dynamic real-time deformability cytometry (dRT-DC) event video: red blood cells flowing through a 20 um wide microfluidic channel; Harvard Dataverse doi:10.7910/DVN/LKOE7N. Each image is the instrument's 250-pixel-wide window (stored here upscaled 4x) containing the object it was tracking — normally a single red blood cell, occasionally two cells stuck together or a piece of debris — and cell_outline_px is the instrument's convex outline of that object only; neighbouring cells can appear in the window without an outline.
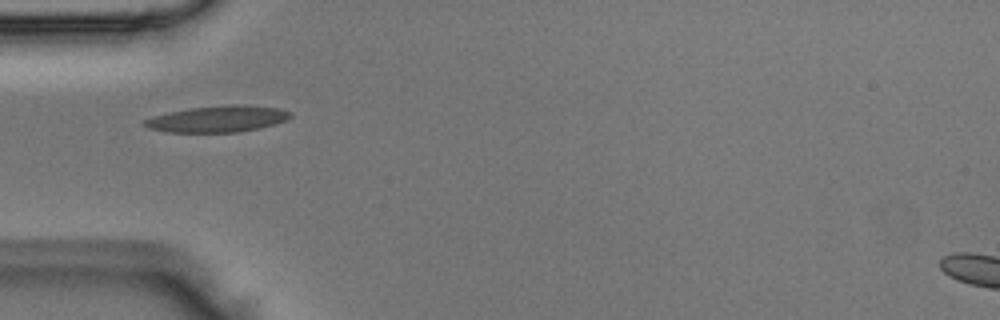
{"species": "Egyptian fruit bat (a non-hibernating species)", "species_latin": "Rousettus aegyptiacus", "temperature_condition": "room temperature", "stored_images_in_passage": 35, "camera_frame_rate_fps": 3000, "um_per_image_px": 0.085, "animal": {"sex": "male"}, "frame": {"image": 1, "passage_image": 1, "time_ms": 0.0, "image_size_px": [1000, 320], "cell_outline_px": [[292, 116], [288, 120], [276, 124], [260, 128], [240, 132], [168, 132], [148, 128], [140, 124], [144, 120], [152, 116], [192, 108], [232, 104], [240, 104], [280, 108], [292, 112]], "centroid_in_image_um": [18.55, 10.11], "position_along_channel_um": 66.4, "area_um2": 22.54}}
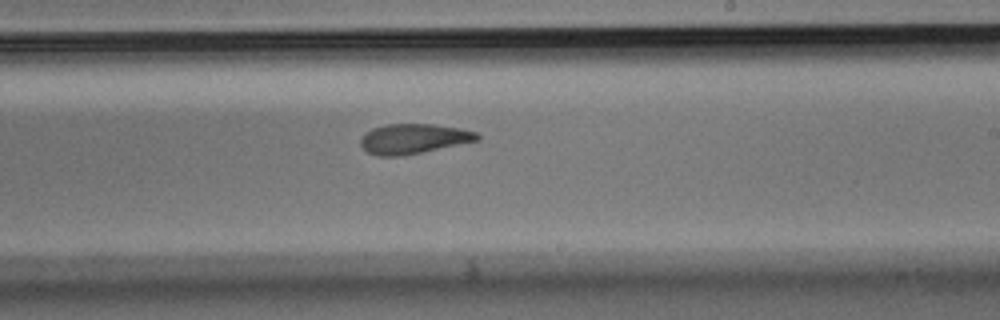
{"frame": {"image": 2, "passage_image": 15, "time_ms": 4.667, "image_size_px": [1000, 320], "cell_outline_px": [[480, 140], [420, 152], [396, 156], [376, 156], [368, 152], [360, 144], [360, 140], [372, 128], [388, 124], [432, 124], [460, 128], [476, 132], [480, 136]], "centroid_in_image_um": [35.16, 11.79], "position_along_channel_um": 253.8, "area_um2": 20.0}}
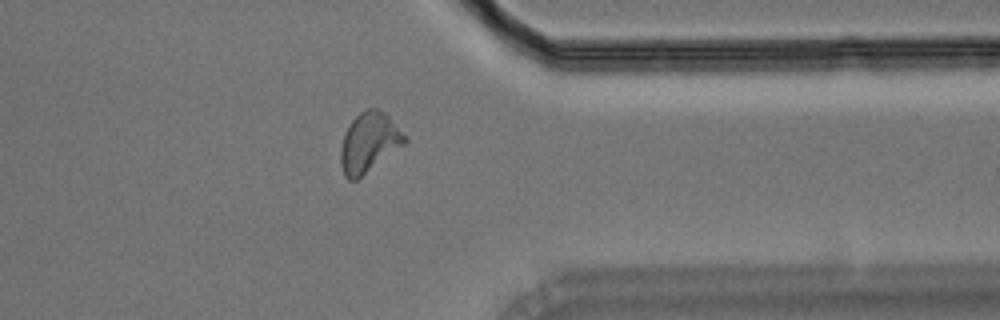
{"frame": {"image": 3, "passage_image": 25, "time_ms": 8.0, "image_size_px": [1000, 320], "cell_outline_px": [[408, 140], [404, 144], [356, 180], [348, 180], [344, 176], [340, 164], [340, 148], [344, 132], [348, 124], [364, 108], [376, 108], [384, 112], [408, 136]], "centroid_in_image_um": [31.35, 12.09], "position_along_channel_um": 380.1, "area_um2": 22.37}}